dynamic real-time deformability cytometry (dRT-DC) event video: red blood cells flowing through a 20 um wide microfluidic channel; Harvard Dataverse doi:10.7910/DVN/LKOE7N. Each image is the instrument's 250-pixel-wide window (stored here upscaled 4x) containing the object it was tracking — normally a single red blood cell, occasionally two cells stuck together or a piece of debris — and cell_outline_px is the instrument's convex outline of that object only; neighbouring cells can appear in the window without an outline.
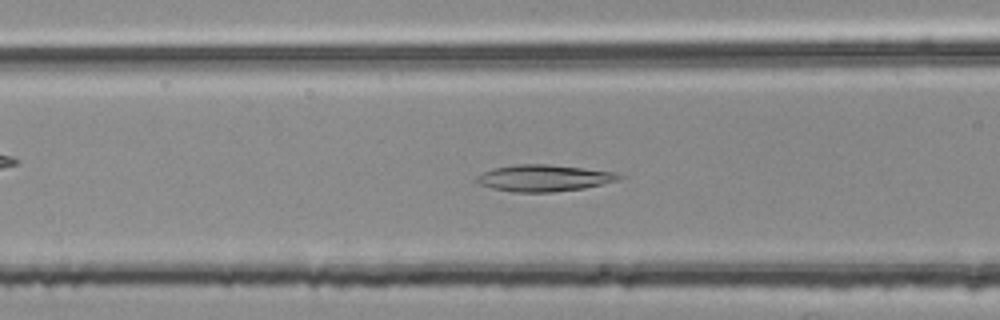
{"species": "common noctule bat (a hibernating species)", "species_latin": "Nyctalus noctula", "temperature_condition": "room temperature", "stored_images_in_passage": 40, "camera_frame_rate_fps": 3000, "um_per_image_px": 0.085, "animal": {"sex": "female", "body_mass_g": 25.1}, "frame": {"image": 1, "passage_image": 9, "time_ms": 2.667, "image_size_px": [1000, 320], "cell_outline_px": [[624, 176], [616, 180], [584, 188], [552, 192], [516, 192], [492, 188], [480, 184], [472, 180], [476, 176], [492, 168], [516, 164], [548, 164], [584, 168], [612, 172]], "centroid_in_image_um": [46.16, 15.13], "position_along_channel_um": 120.4, "area_um2": 21.91}}
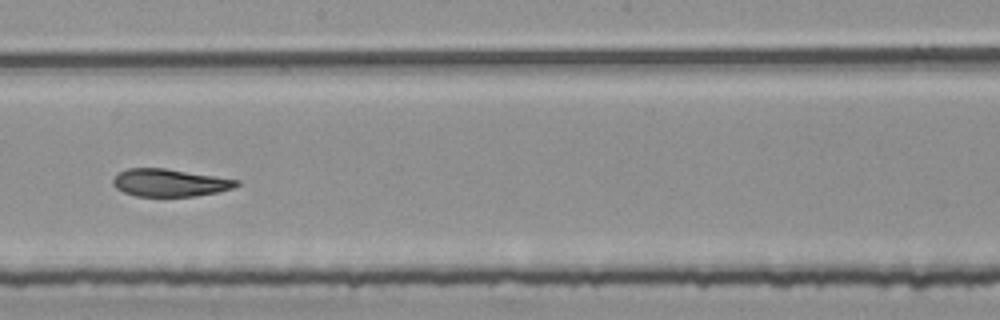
{"frame": {"image": 2, "passage_image": 18, "time_ms": 5.667, "image_size_px": [1000, 320], "cell_outline_px": [[240, 184], [232, 188], [220, 192], [196, 196], [136, 196], [124, 192], [116, 188], [112, 184], [112, 180], [120, 172], [128, 168], [164, 168], [240, 180]], "centroid_in_image_um": [14.44, 15.53], "position_along_channel_um": 233.8, "area_um2": 19.77}}
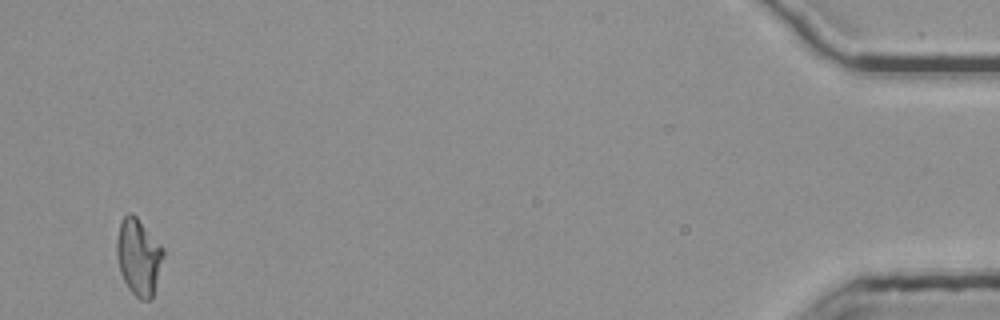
{"frame": {"image": 3, "passage_image": 40, "time_ms": 13.0, "image_size_px": [1000, 320], "cell_outline_px": [[164, 256], [152, 296], [148, 300], [140, 300], [128, 288], [120, 272], [116, 256], [116, 240], [120, 220], [128, 212], [132, 212], [136, 216], [164, 248]], "centroid_in_image_um": [11.76, 21.8], "position_along_channel_um": 423.4, "area_um2": 20.81}, "authors_computed_cell_mechanics": {"area_um2": 20.7213, "velocity_mm_per_s": 3.7802, "shape_relaxation_time_tau1_ms": null, "shape_relaxation_time_tau2_ms": 5.0301, "deformation_change_tau1": null, "deformation_change_tau2": 0.1353}}